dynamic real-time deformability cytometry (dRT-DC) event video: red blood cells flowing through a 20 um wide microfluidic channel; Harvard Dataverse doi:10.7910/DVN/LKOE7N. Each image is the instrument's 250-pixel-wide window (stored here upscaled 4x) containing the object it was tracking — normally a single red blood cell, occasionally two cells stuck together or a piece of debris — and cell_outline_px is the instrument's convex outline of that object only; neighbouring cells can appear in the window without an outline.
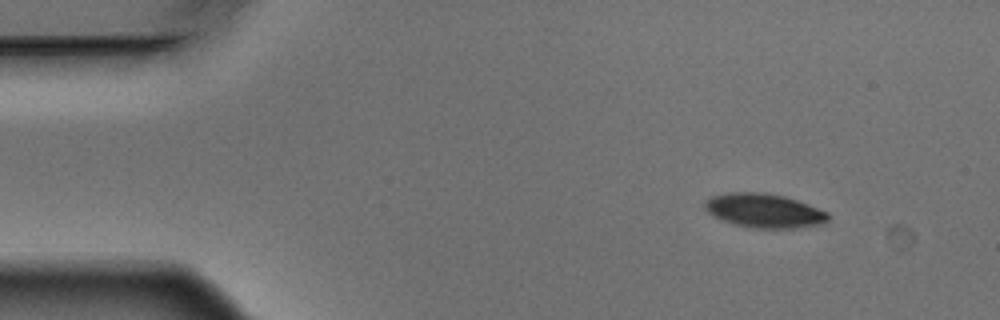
{"species": "Egyptian fruit bat (a non-hibernating species)", "species_latin": "Rousettus aegyptiacus", "temperature_condition": "warm", "stored_images_in_passage": 6, "camera_frame_rate_fps": 3000, "um_per_image_px": 0.085, "animal": {"sex": "male"}, "frame": {"image": 1, "passage_image": 1, "time_ms": 0.0, "image_size_px": [1000, 320], "cell_outline_px": [[828, 220], [824, 224], [796, 228], [752, 228], [736, 224], [712, 216], [704, 208], [704, 204], [712, 196], [728, 192], [764, 192], [784, 196], [808, 204], [828, 212]], "centroid_in_image_um": [64.97, 17.9], "position_along_channel_um": 20.0, "area_um2": 24.45}}
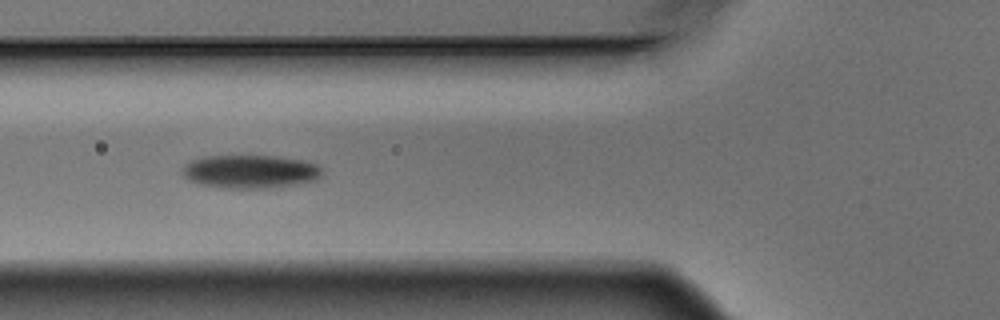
{"frame": {"image": 2, "passage_image": 5, "time_ms": 1.333, "image_size_px": [1000, 320], "cell_outline_px": [[324, 172], [316, 180], [296, 184], [268, 188], [220, 188], [200, 184], [188, 180], [184, 176], [184, 164], [192, 160], [204, 156], [280, 156], [300, 160], [316, 164]], "centroid_in_image_um": [21.27, 14.59], "position_along_channel_um": 104.5, "area_um2": 27.11}}
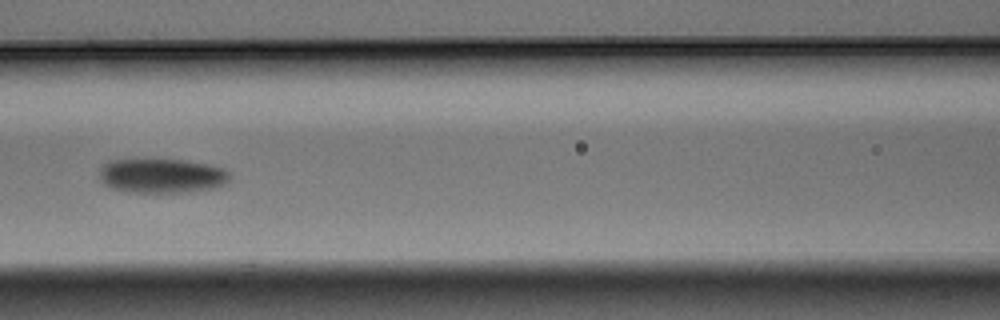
{"frame": {"image": 3, "passage_image": 6, "time_ms": 1.667, "image_size_px": [1000, 320], "cell_outline_px": [[232, 176], [224, 184], [216, 188], [184, 192], [128, 192], [112, 188], [104, 184], [100, 180], [100, 168], [108, 160], [184, 160], [208, 164], [224, 168]], "centroid_in_image_um": [13.77, 14.94], "position_along_channel_um": 152.8, "area_um2": 26.18}}